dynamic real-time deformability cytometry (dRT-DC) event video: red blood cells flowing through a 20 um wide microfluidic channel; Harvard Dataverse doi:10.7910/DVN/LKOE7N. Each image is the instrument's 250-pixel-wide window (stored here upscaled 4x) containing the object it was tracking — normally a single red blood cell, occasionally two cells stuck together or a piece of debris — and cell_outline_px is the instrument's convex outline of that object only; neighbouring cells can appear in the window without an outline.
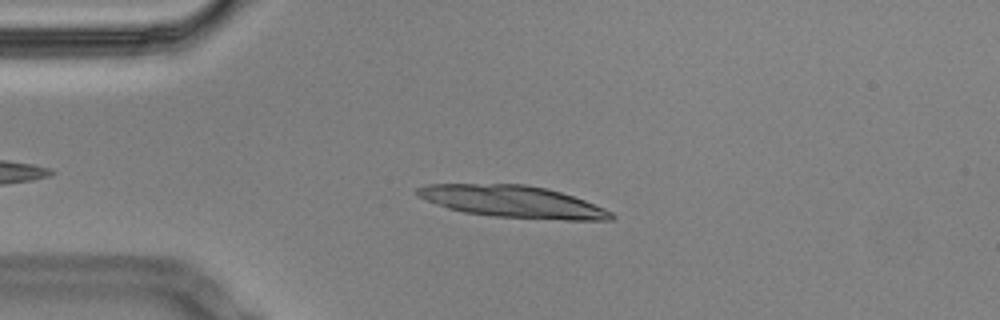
{"species": "Egyptian fruit bat (a non-hibernating species)", "species_latin": "Rousettus aegyptiacus", "temperature_condition": "cold", "stored_images_in_passage": 41, "camera_frame_rate_fps": 3000, "um_per_image_px": 0.085, "animal": {"sex": "male"}, "frame": {"image": 1, "passage_image": 6, "time_ms": 1.667, "image_size_px": [1000, 320], "cell_outline_px": [[616, 216], [612, 220], [564, 220], [496, 216], [464, 212], [448, 208], [436, 204], [416, 196], [416, 188], [428, 184], [528, 184], [548, 188], [584, 200], [604, 208], [612, 212]], "centroid_in_image_um": [43.59, 17.13], "position_along_channel_um": 41.4, "area_um2": 36.01}}